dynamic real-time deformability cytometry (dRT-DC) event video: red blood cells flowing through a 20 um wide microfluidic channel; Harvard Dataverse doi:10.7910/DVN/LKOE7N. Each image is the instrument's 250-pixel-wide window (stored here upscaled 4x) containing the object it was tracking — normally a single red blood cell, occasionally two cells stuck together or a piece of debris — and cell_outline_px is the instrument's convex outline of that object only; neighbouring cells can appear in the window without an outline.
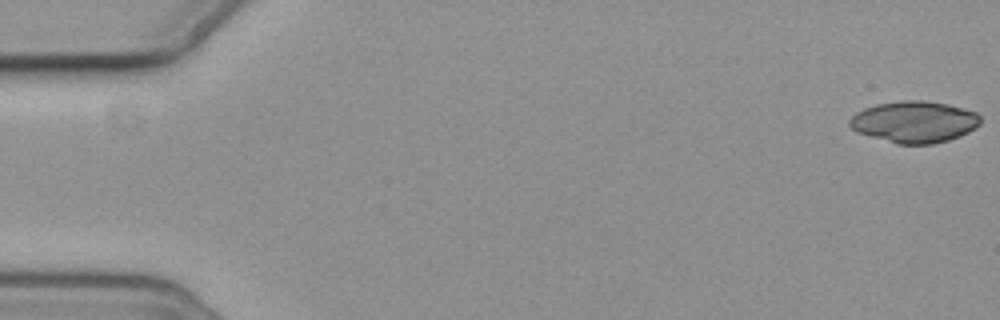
{"species": "common noctule bat (a hibernating species)", "species_latin": "Nyctalus noctula", "temperature_condition": "cold", "stored_images_in_passage": 5, "camera_frame_rate_fps": 3000, "um_per_image_px": 0.085, "animal": {"sex": "female", "body_mass_g": 19.3, "forearm_length_mm": 54.1}, "frame": {"image": 1, "passage_image": 1, "time_ms": 0.0, "image_size_px": [1000, 320], "cell_outline_px": [[980, 124], [976, 128], [960, 136], [948, 140], [932, 144], [896, 144], [856, 132], [848, 124], [848, 120], [856, 112], [864, 108], [876, 104], [900, 100], [924, 100], [948, 104], [976, 112], [980, 116]], "centroid_in_image_um": [77.7, 10.35], "position_along_channel_um": 7.3, "area_um2": 31.91}}